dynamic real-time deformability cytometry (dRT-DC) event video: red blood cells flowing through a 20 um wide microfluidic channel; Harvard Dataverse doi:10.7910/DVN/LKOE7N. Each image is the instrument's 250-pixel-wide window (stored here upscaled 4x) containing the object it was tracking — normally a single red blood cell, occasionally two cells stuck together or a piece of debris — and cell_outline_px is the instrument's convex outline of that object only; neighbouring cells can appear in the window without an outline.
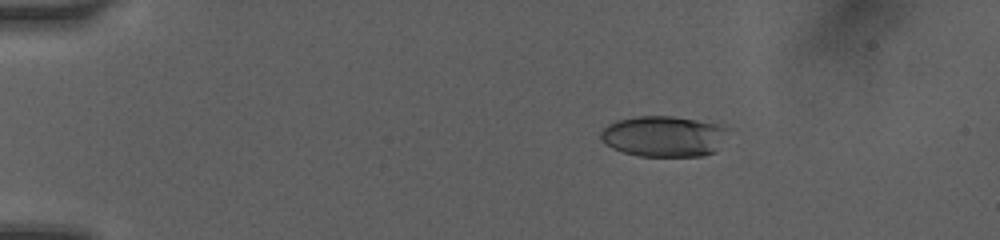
{"species": "human", "species_latin": "Homo sapiens", "temperature_condition": "room temperature", "stored_images_in_passage": 7, "camera_frame_rate_fps": 3000, "um_per_image_px": 0.085, "donor": {"sex": "female"}, "frame": {"image": 1, "passage_image": 3, "time_ms": 2.667, "image_size_px": [1000, 240], "cell_outline_px": [[728, 128], [716, 152], [704, 156], [640, 156], [624, 152], [612, 148], [600, 140], [600, 132], [608, 124], [616, 120], [632, 116], [672, 116], [696, 120], [716, 124]], "centroid_in_image_um": [56.37, 11.58], "position_along_channel_um": 28.6, "area_um2": 30.29}}
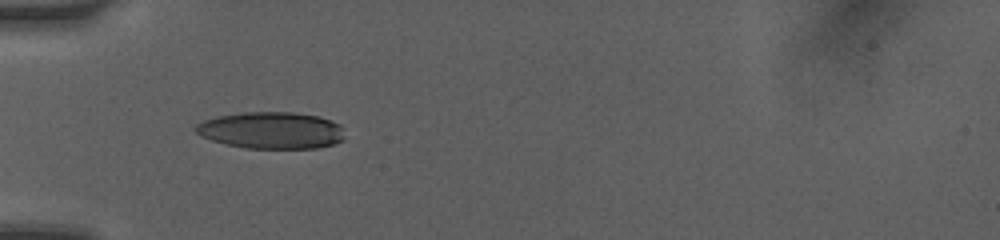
{"frame": {"image": 2, "passage_image": 6, "time_ms": 5.333, "image_size_px": [1000, 240], "cell_outline_px": [[344, 140], [332, 144], [316, 148], [244, 148], [212, 140], [200, 136], [192, 128], [196, 124], [204, 120], [216, 116], [244, 112], [292, 112], [316, 116], [332, 120], [340, 124], [344, 136]], "centroid_in_image_um": [23.04, 11.07], "position_along_channel_um": 62.0, "area_um2": 32.02}}
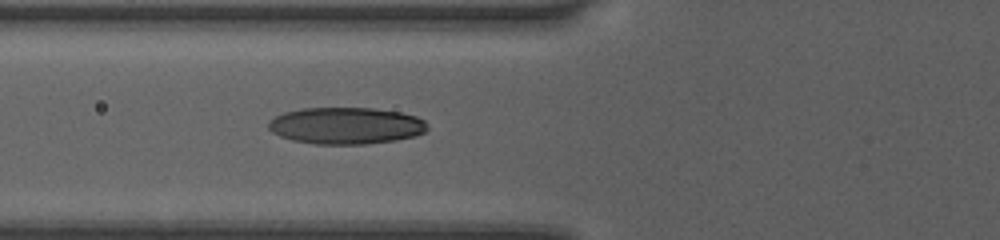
{"frame": {"image": 3, "passage_image": 7, "time_ms": 6.333, "image_size_px": [1000, 240], "cell_outline_px": [[428, 128], [424, 132], [416, 136], [396, 140], [364, 144], [316, 144], [292, 140], [280, 136], [272, 132], [268, 128], [268, 124], [276, 116], [284, 112], [304, 108], [372, 108], [400, 112], [416, 116], [424, 120], [428, 124]], "centroid_in_image_um": [29.43, 10.68], "position_along_channel_um": 96.4, "area_um2": 34.04}}